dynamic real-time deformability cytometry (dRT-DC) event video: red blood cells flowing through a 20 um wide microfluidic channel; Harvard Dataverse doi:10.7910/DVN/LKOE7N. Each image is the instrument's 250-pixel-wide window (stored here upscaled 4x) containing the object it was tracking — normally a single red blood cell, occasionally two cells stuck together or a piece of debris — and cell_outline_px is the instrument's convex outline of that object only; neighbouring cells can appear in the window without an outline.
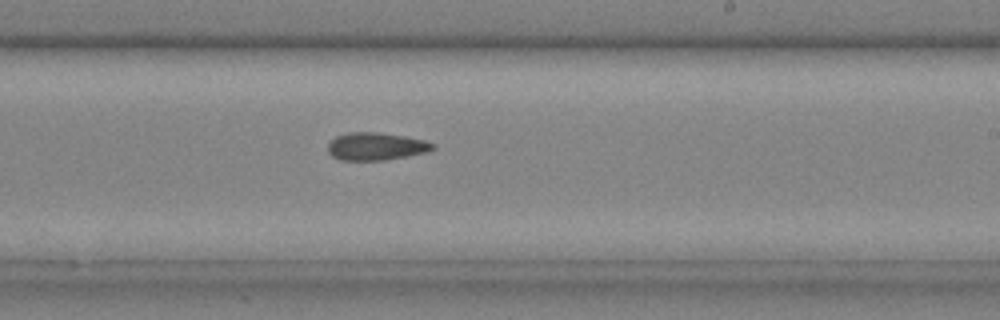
{"species": "common noctule bat (a hibernating species)", "species_latin": "Nyctalus noctula", "temperature_condition": "cold", "stored_images_in_passage": 33, "camera_frame_rate_fps": 3000, "um_per_image_px": 0.085, "animal": {"sex": "male", "body_mass_g": 20.4}, "frame": {"image": 1, "passage_image": 24, "time_ms": 7.667, "image_size_px": [1000, 320], "cell_outline_px": [[436, 148], [428, 152], [384, 160], [340, 160], [332, 156], [328, 152], [328, 144], [336, 136], [348, 132], [376, 132], [404, 136], [424, 140], [436, 144]], "centroid_in_image_um": [31.97, 12.44], "position_along_channel_um": 257.0, "area_um2": 16.94}}